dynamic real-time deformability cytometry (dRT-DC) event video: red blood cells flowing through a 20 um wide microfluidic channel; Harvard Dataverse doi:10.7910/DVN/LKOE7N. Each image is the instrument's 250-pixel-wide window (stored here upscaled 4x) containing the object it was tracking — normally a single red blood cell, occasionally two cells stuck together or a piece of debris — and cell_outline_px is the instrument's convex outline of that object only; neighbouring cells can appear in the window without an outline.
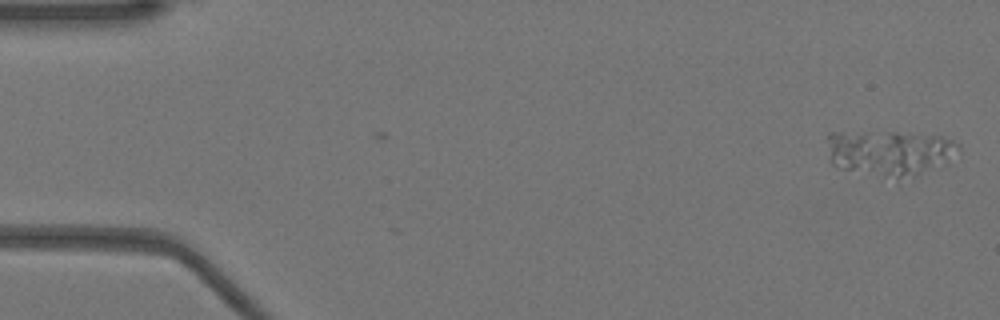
{"species": "Egyptian fruit bat (a non-hibernating species)", "species_latin": "Rousettus aegyptiacus", "temperature_condition": "warm", "stored_images_in_passage": 46, "camera_frame_rate_fps": 3000, "um_per_image_px": 0.085, "animal": {"sex": "female"}, "frame": {"image": 1, "passage_image": 1, "time_ms": 0.0, "image_size_px": [1000, 320], "cell_outline_px": [[960, 152], [948, 164], [920, 172], [900, 176], [896, 176], [840, 168], [832, 164], [828, 160], [828, 132], [896, 132], [940, 136], [952, 140], [960, 144]], "centroid_in_image_um": [75.65, 12.92], "position_along_channel_um": 9.3, "area_um2": 34.16}}
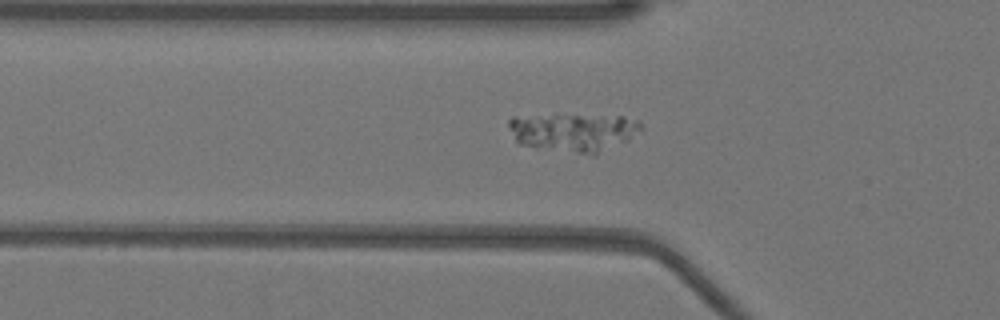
{"frame": {"image": 2, "passage_image": 16, "time_ms": 5.0, "image_size_px": [1000, 320], "cell_outline_px": [[644, 128], [628, 140], [596, 156], [592, 156], [516, 144], [508, 124], [508, 120], [512, 116], [556, 112], [624, 116], [640, 120]], "centroid_in_image_um": [48.75, 11.19], "position_along_channel_um": 77.1, "area_um2": 31.44}}
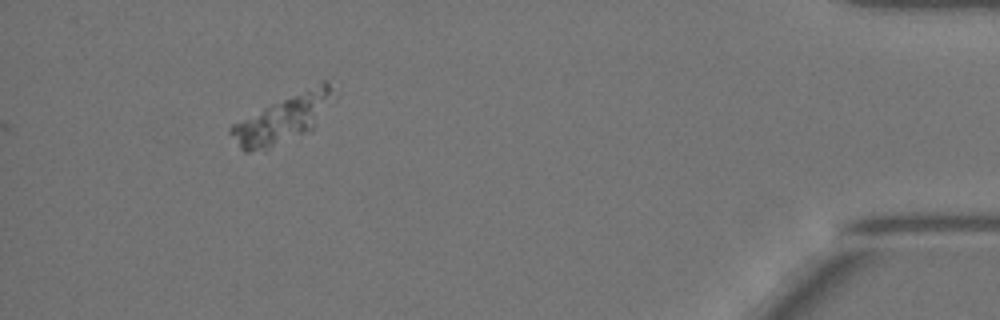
{"frame": {"image": 3, "passage_image": 46, "time_ms": 15.0, "image_size_px": [1000, 320], "cell_outline_px": [[340, 84], [312, 132], [268, 148], [248, 152], [244, 152], [240, 148], [228, 132], [228, 128], [232, 124], [272, 104], [324, 80], [340, 80]], "centroid_in_image_um": [24.16, 10.06], "position_along_channel_um": 411.0, "area_um2": 28.5}}